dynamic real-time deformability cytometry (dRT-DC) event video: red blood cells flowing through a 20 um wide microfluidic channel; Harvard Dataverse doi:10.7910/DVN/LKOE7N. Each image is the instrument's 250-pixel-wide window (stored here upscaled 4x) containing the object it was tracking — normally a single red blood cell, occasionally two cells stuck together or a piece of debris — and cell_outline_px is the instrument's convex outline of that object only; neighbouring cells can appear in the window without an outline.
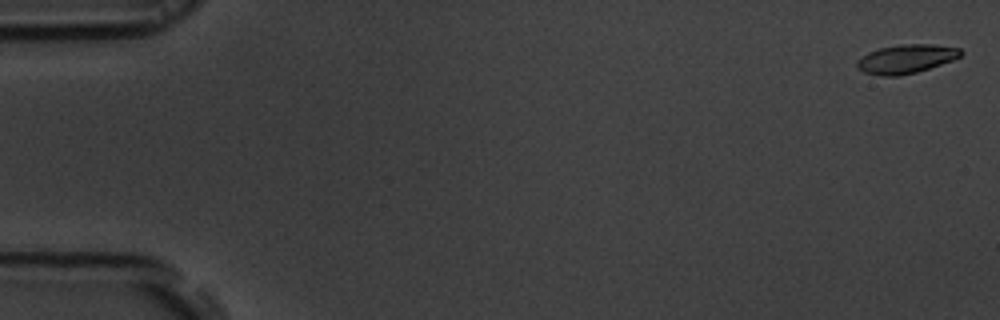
{"species": "common noctule bat (a hibernating species)", "species_latin": "Nyctalus noctula", "temperature_condition": "room temperature", "stored_images_in_passage": 56, "camera_frame_rate_fps": 3000, "um_per_image_px": 0.085, "animal": {"sex": "male", "body_mass_g": 19.5, "forearm_length_mm": 54.6}, "frame": {"image": 1, "passage_image": 2, "time_ms": 0.333, "image_size_px": [1000, 320], "cell_outline_px": [[964, 52], [960, 56], [952, 60], [916, 72], [900, 76], [884, 76], [864, 72], [856, 68], [856, 60], [868, 52], [880, 48], [900, 44], [932, 44], [960, 48]], "centroid_in_image_um": [76.99, 5.0], "position_along_channel_um": 8.0, "area_um2": 17.4}}
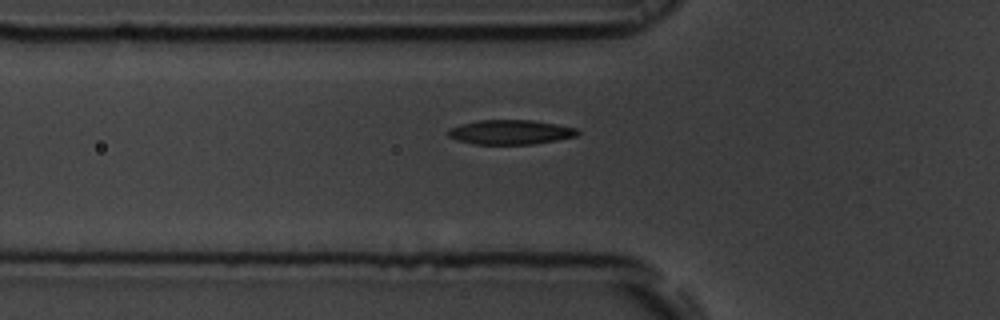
{"frame": {"image": 2, "passage_image": 20, "time_ms": 6.333, "image_size_px": [1000, 320], "cell_outline_px": [[580, 132], [576, 136], [556, 140], [532, 144], [476, 144], [456, 140], [448, 136], [448, 128], [480, 120], [532, 120], [556, 124], [576, 128]], "centroid_in_image_um": [43.39, 11.23], "position_along_channel_um": 82.4, "area_um2": 18.32}}
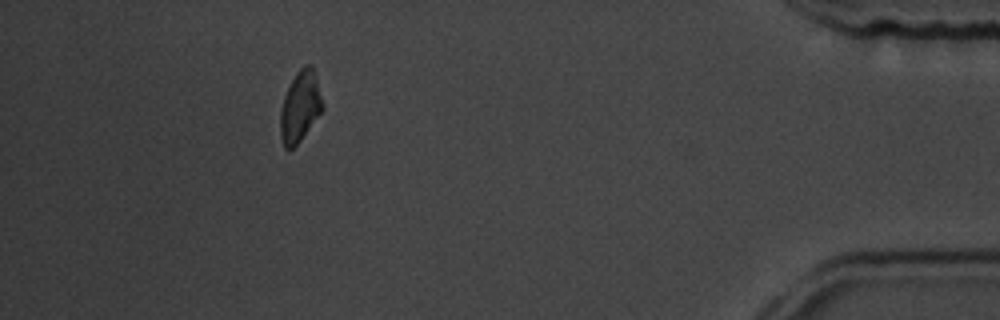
{"frame": {"image": 3, "passage_image": 51, "time_ms": 16.667, "image_size_px": [1000, 320], "cell_outline_px": [[324, 108], [300, 140], [288, 152], [284, 148], [280, 136], [280, 112], [284, 96], [296, 72], [304, 64], [312, 64], [324, 104]], "centroid_in_image_um": [25.5, 9.05], "position_along_channel_um": 409.7, "area_um2": 17.4}, "authors_computed_cell_mechanics": {"area_um2": 17.918, "velocity_mm_per_s": 3.7126, "shape_relaxation_time_tau1_ms": 3.109, "shape_relaxation_time_tau2_ms": 3.0178, "deformation_change_tau1": 0.1315, "deformation_change_tau2": 0.0753}}